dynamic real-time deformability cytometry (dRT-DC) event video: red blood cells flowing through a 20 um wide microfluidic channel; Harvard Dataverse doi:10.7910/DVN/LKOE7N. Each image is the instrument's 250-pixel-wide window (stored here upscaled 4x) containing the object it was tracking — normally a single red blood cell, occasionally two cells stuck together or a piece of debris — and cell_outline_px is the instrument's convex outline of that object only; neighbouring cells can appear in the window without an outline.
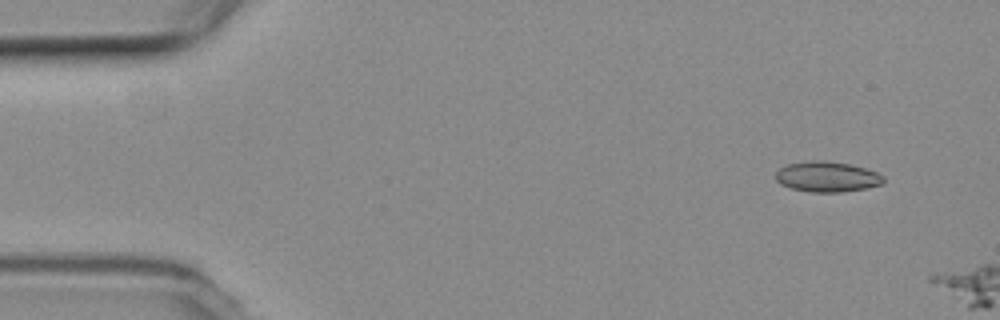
{"species": "common noctule bat (a hibernating species)", "species_latin": "Nyctalus noctula", "temperature_condition": "room temperature", "stored_images_in_passage": 6, "camera_frame_rate_fps": 3000, "um_per_image_px": 0.085, "animal": {"sex": "female", "body_mass_g": 19.3, "forearm_length_mm": 54.1}, "frame": {"image": 1, "passage_image": 5, "time_ms": 1.333, "image_size_px": [1000, 320], "cell_outline_px": [[884, 184], [868, 188], [840, 192], [812, 192], [792, 188], [780, 184], [776, 180], [776, 172], [780, 168], [788, 164], [812, 160], [824, 160], [852, 164], [876, 172], [884, 176]], "centroid_in_image_um": [70.33, 15.02], "position_along_channel_um": 14.7, "area_um2": 19.19}}